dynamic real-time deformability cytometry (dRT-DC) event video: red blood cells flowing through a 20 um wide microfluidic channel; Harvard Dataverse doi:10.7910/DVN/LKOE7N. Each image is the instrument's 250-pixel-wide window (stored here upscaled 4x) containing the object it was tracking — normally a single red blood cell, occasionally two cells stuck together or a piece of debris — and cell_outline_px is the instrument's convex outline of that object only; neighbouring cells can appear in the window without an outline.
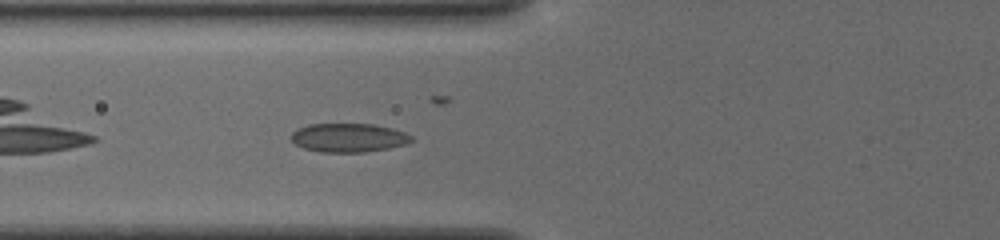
{"species": "common noctule bat (a hibernating species)", "species_latin": "Nyctalus noctula", "temperature_condition": "cold", "stored_images_in_passage": 37, "camera_frame_rate_fps": 3000, "um_per_image_px": 0.085, "animal": {"sex": "female", "body_mass_g": 19.5, "forearm_length_mm": 54.1}, "frame": {"image": 1, "passage_image": 4, "time_ms": 1.0, "image_size_px": [1000, 240], "cell_outline_px": [[416, 140], [408, 144], [388, 148], [364, 152], [320, 152], [304, 148], [296, 144], [292, 140], [292, 132], [296, 128], [308, 124], [372, 124], [392, 128], [404, 132], [412, 136]], "centroid_in_image_um": [29.66, 11.7], "position_along_channel_um": 96.1, "area_um2": 20.29}}
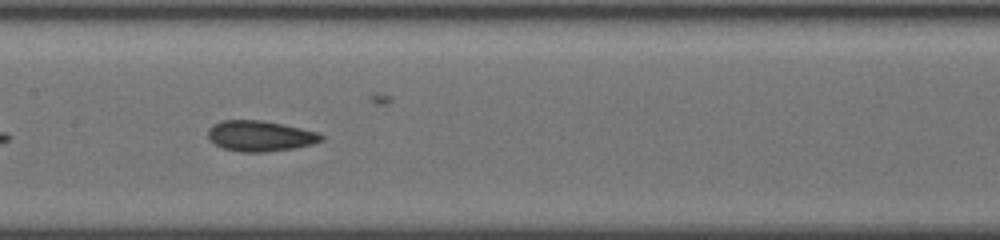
{"frame": {"image": 2, "passage_image": 11, "time_ms": 3.333, "image_size_px": [1000, 240], "cell_outline_px": [[324, 140], [312, 144], [296, 148], [264, 152], [240, 152], [224, 148], [208, 140], [208, 128], [212, 124], [224, 120], [264, 120], [284, 124], [316, 132], [324, 136]], "centroid_in_image_um": [22.1, 11.55], "position_along_channel_um": 185.3, "area_um2": 20.35}}
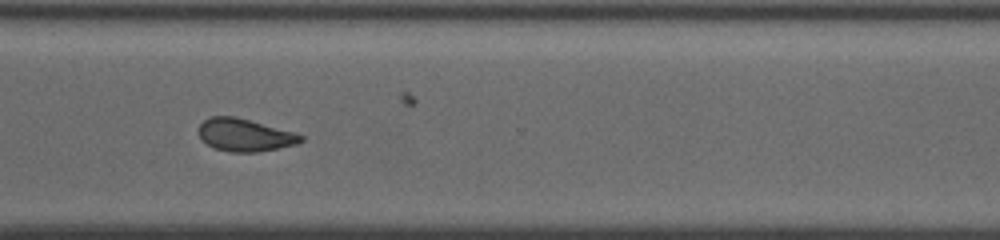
{"frame": {"image": 3, "passage_image": 24, "time_ms": 7.667, "image_size_px": [1000, 240], "cell_outline_px": [[304, 140], [296, 144], [256, 152], [232, 152], [212, 148], [200, 136], [200, 124], [204, 120], [212, 116], [236, 116], [296, 132], [304, 136]], "centroid_in_image_um": [20.84, 11.46], "position_along_channel_um": 349.8, "area_um2": 19.36}, "authors_computed_cell_mechanics": {"area_um2": 19.7676, "velocity_mm_per_s": 3.7965, "shape_relaxation_time_tau1_ms": 9.8989, "shape_relaxation_time_tau2_ms": 2.3322, "deformation_change_tau1": 0.1601, "deformation_change_tau2": 0.0837}}